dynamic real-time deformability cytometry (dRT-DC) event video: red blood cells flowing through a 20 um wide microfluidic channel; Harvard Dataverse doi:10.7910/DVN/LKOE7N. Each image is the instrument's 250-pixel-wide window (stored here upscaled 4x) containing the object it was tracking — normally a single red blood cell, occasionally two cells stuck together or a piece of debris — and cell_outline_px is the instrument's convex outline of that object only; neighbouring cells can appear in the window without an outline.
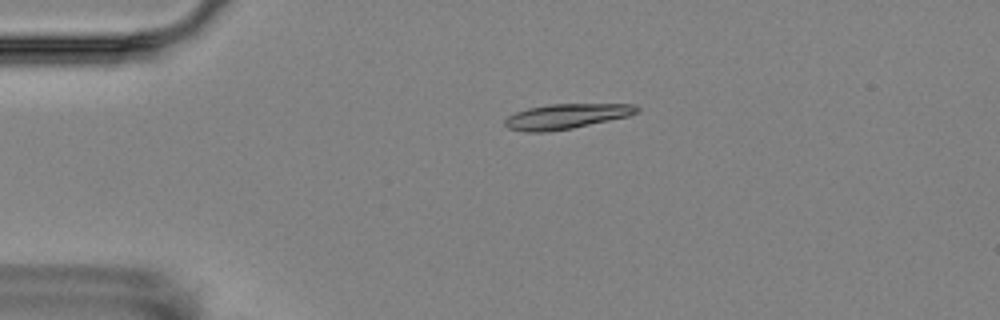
{"species": "Egyptian fruit bat (a non-hibernating species)", "species_latin": "Rousettus aegyptiacus", "temperature_condition": "room temperature", "stored_images_in_passage": 5, "camera_frame_rate_fps": 3000, "um_per_image_px": 0.085, "animal": {"sex": "female"}, "frame": {"image": 1, "passage_image": 4, "time_ms": 3.333, "image_size_px": [1000, 320], "cell_outline_px": [[640, 108], [636, 112], [628, 116], [572, 128], [548, 132], [524, 132], [508, 128], [504, 124], [504, 120], [508, 116], [516, 112], [528, 108], [548, 104], [636, 104]], "centroid_in_image_um": [48.1, 9.89], "position_along_channel_um": 36.9, "area_um2": 19.19}}